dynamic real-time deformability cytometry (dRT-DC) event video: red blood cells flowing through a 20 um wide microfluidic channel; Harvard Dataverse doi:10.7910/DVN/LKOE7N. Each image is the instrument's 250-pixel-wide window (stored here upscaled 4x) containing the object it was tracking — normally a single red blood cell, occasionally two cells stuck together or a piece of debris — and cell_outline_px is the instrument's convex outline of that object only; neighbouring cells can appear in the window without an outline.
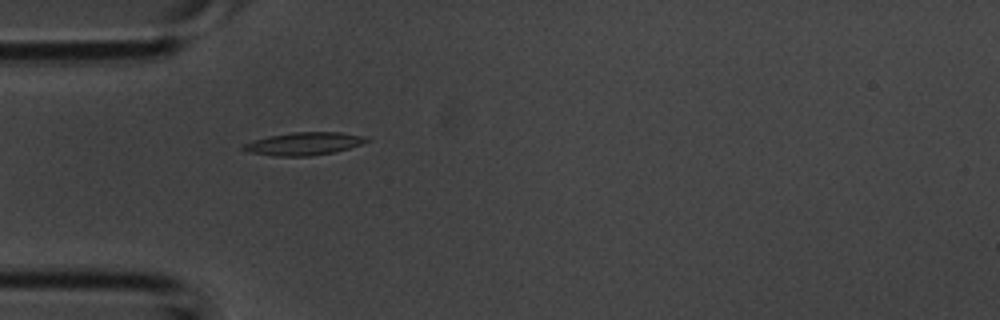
{"species": "common noctule bat (a hibernating species)", "species_latin": "Nyctalus noctula", "temperature_condition": "room temperature", "stored_images_in_passage": 29, "camera_frame_rate_fps": 3000, "um_per_image_px": 0.085, "animal": {"sex": "male", "body_mass_g": 20.1, "forearm_length_mm": 53.5}, "frame": {"image": 1, "passage_image": 1, "time_ms": 0.0, "image_size_px": [1000, 320], "cell_outline_px": [[372, 140], [348, 148], [332, 152], [308, 156], [272, 156], [248, 152], [240, 148], [244, 144], [252, 140], [268, 136], [292, 132], [340, 132], [364, 136]], "centroid_in_image_um": [25.79, 12.21], "position_along_channel_um": 59.2, "area_um2": 16.36}}
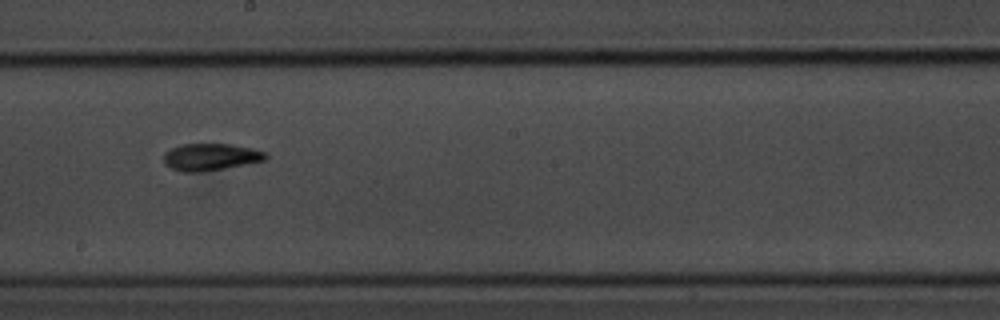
{"frame": {"image": 2, "passage_image": 12, "time_ms": 3.667, "image_size_px": [1000, 320], "cell_outline_px": [[268, 156], [264, 160], [224, 168], [200, 172], [180, 172], [164, 164], [164, 152], [180, 144], [232, 144], [252, 148], [264, 152]], "centroid_in_image_um": [17.86, 13.34], "position_along_channel_um": 230.3, "area_um2": 15.95}}
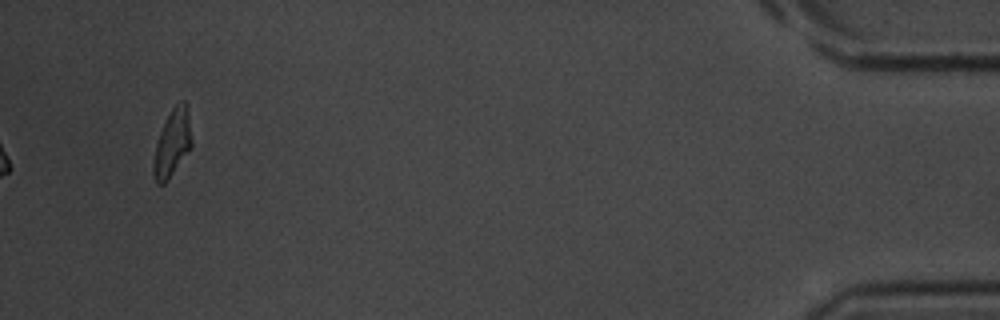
{"frame": {"image": 3, "passage_image": 29, "time_ms": 9.333, "image_size_px": [1000, 320], "cell_outline_px": [[192, 148], [168, 180], [164, 184], [156, 184], [152, 172], [152, 164], [156, 144], [160, 132], [172, 108], [180, 100], [184, 100], [188, 108], [192, 140]], "centroid_in_image_um": [14.65, 12.19], "position_along_channel_um": 420.5, "area_um2": 15.14}}